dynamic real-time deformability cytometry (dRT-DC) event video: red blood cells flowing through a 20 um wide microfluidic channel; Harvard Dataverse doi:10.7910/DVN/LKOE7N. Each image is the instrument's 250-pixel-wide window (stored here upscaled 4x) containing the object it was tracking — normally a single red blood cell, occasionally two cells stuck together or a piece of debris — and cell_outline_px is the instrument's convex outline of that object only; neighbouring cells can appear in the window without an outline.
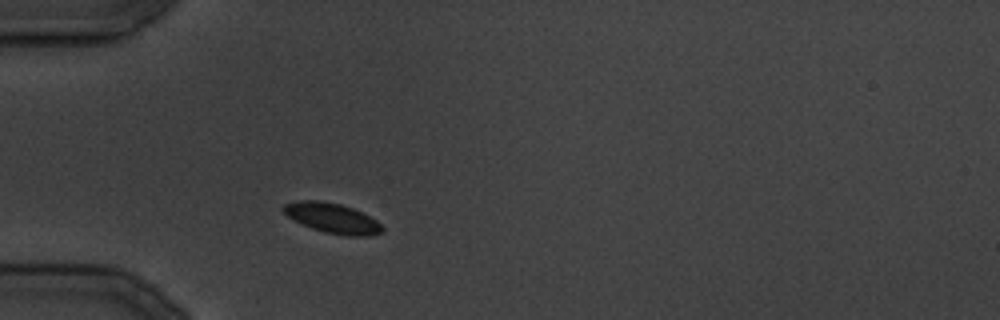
{"species": "common noctule bat (a hibernating species)", "species_latin": "Nyctalus noctula", "temperature_condition": "cold", "stored_images_in_passage": 19, "camera_frame_rate_fps": 3000, "um_per_image_px": 0.085, "animal": {"sex": "male", "body_mass_g": 19.5, "forearm_length_mm": 54.6}, "frame": {"image": 1, "passage_image": 3, "time_ms": 2.333, "image_size_px": [1000, 320], "cell_outline_px": [[384, 232], [368, 236], [344, 236], [324, 232], [312, 228], [288, 216], [280, 208], [284, 204], [300, 200], [320, 200], [340, 204], [352, 208], [376, 220], [384, 228]], "centroid_in_image_um": [28.26, 18.54], "position_along_channel_um": 56.7, "area_um2": 17.17}}
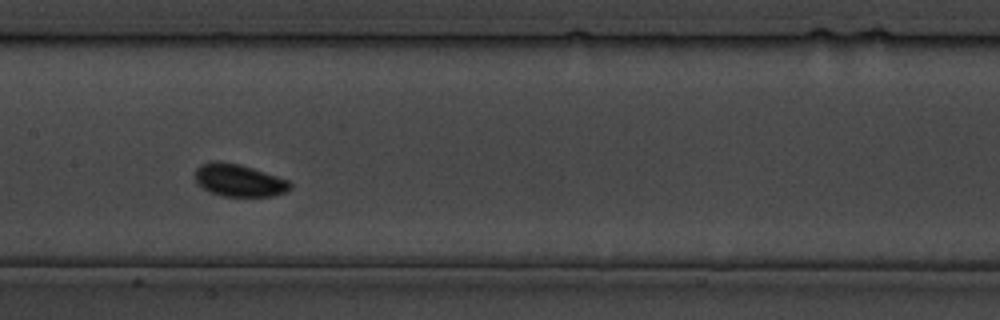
{"frame": {"image": 2, "passage_image": 10, "time_ms": 11.333, "image_size_px": [1000, 320], "cell_outline_px": [[292, 188], [284, 192], [272, 196], [224, 196], [212, 192], [204, 188], [196, 180], [196, 168], [200, 164], [208, 160], [220, 160], [240, 164], [288, 180], [292, 184]], "centroid_in_image_um": [20.3, 15.3], "position_along_channel_um": 187.1, "area_um2": 17.86}}
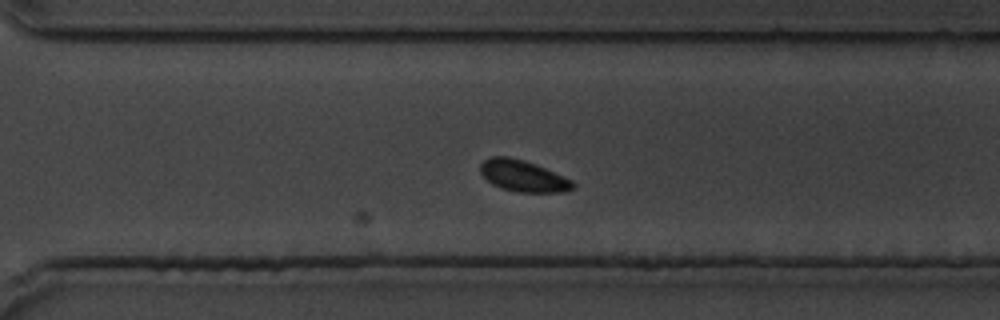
{"frame": {"image": 3, "passage_image": 18, "time_ms": 20.333, "image_size_px": [1000, 320], "cell_outline_px": [[576, 184], [572, 188], [560, 192], [520, 192], [500, 188], [492, 184], [480, 172], [480, 164], [484, 160], [492, 156], [508, 156], [524, 160], [536, 164], [572, 180]], "centroid_in_image_um": [44.44, 14.94], "position_along_channel_um": 326.2, "area_um2": 16.82}}